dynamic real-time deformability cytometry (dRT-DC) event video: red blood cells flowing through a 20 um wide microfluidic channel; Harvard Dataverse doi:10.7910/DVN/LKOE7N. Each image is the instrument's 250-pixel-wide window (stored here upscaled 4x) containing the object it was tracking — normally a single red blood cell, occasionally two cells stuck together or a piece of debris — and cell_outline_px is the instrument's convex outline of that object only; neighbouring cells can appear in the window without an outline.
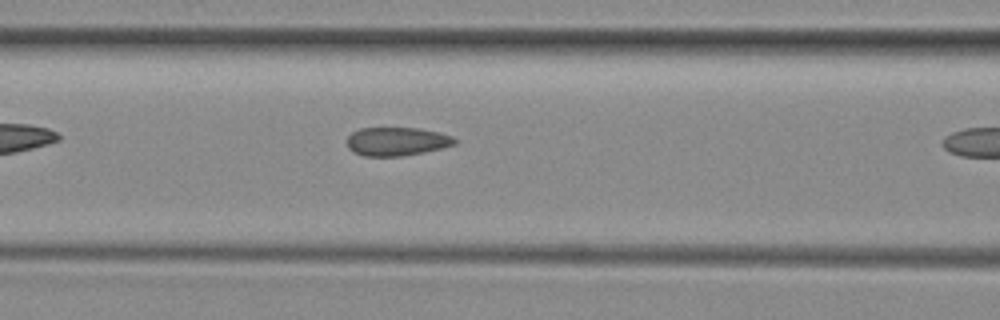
{"species": "common noctule bat (a hibernating species)", "species_latin": "Nyctalus noctula", "temperature_condition": "room temperature", "stored_images_in_passage": 15, "camera_frame_rate_fps": 3000, "um_per_image_px": 0.085, "animal": {"sex": "female", "body_mass_g": 29.2, "forearm_length_mm": 56.3}, "frame": {"image": 1, "passage_image": 5, "time_ms": 1.333, "image_size_px": [1000, 320], "cell_outline_px": [[456, 144], [424, 152], [404, 156], [364, 156], [352, 152], [348, 148], [344, 140], [352, 132], [360, 128], [420, 128], [440, 132], [452, 136], [456, 140]], "centroid_in_image_um": [33.68, 12.02], "position_along_channel_um": 132.9, "area_um2": 18.15}}
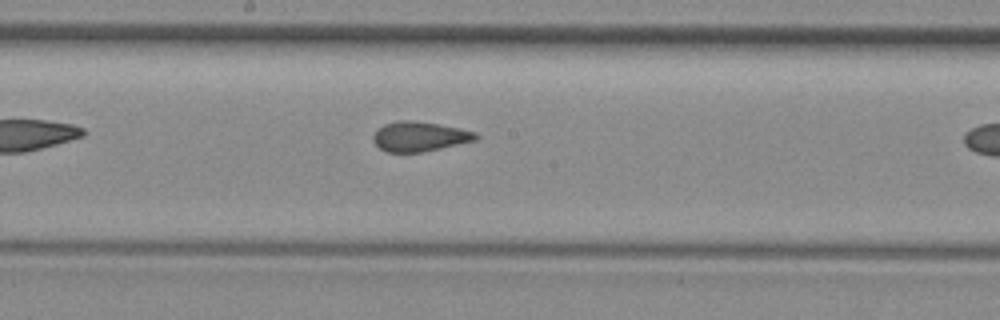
{"frame": {"image": 2, "passage_image": 11, "time_ms": 3.333, "image_size_px": [1000, 320], "cell_outline_px": [[480, 136], [476, 140], [440, 148], [420, 152], [388, 152], [380, 148], [372, 140], [372, 136], [384, 124], [396, 120], [412, 120], [460, 128], [476, 132]], "centroid_in_image_um": [35.66, 11.59], "position_along_channel_um": 212.5, "area_um2": 17.63}}